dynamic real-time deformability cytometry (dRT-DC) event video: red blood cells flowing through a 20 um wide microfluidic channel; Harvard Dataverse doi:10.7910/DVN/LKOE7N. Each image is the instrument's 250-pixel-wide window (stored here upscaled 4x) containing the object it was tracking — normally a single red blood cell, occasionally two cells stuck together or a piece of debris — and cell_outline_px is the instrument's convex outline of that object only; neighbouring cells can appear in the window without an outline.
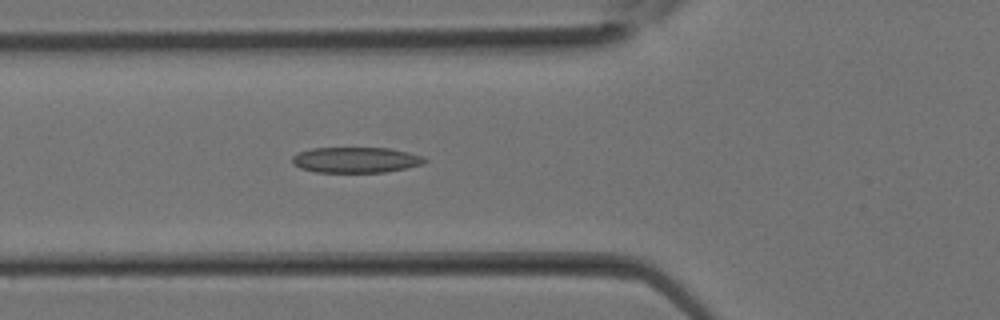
{"species": "Egyptian fruit bat (a non-hibernating species)", "species_latin": "Rousettus aegyptiacus", "temperature_condition": "room temperature", "stored_images_in_passage": 7, "camera_frame_rate_fps": 3000, "um_per_image_px": 0.085, "animal": {"sex": "female"}, "frame": {"image": 1, "passage_image": 5, "time_ms": 1.333, "image_size_px": [1000, 320], "cell_outline_px": [[428, 160], [424, 164], [384, 172], [316, 172], [300, 168], [292, 164], [292, 156], [300, 152], [312, 148], [388, 148], [408, 152], [424, 156]], "centroid_in_image_um": [30.25, 13.59], "position_along_channel_um": 95.5, "area_um2": 19.77}}
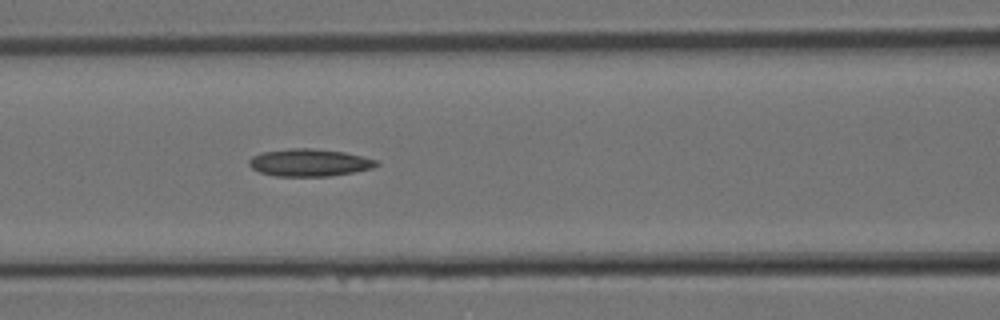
{"frame": {"image": 2, "passage_image": 7, "time_ms": 2.0, "image_size_px": [1000, 320], "cell_outline_px": [[380, 164], [372, 168], [352, 172], [328, 176], [276, 176], [260, 172], [252, 168], [248, 164], [248, 160], [252, 156], [260, 152], [288, 148], [312, 148], [344, 152], [380, 160]], "centroid_in_image_um": [26.29, 13.81], "position_along_channel_um": 140.3, "area_um2": 20.46}}